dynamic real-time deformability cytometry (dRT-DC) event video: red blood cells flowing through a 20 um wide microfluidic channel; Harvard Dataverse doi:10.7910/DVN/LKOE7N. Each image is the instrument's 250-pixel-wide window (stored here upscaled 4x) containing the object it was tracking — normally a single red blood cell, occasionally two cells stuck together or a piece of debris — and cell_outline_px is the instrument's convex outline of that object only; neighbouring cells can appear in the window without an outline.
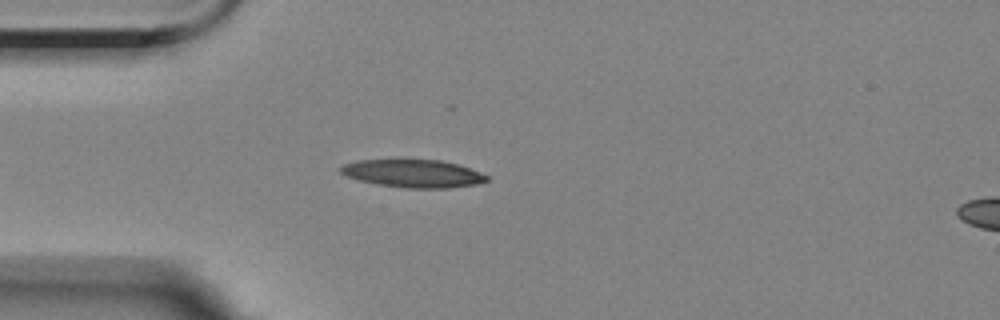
{"species": "Egyptian fruit bat (a non-hibernating species)", "species_latin": "Rousettus aegyptiacus", "temperature_condition": "room temperature", "stored_images_in_passage": 3, "segment_of_instrument_passage": [1, 2], "camera_frame_rate_fps": 3000, "um_per_image_px": 0.085, "animal": {"sex": "female"}, "frame": {"image": 1, "passage_image": 2, "time_ms": 1.0, "image_size_px": [1000, 320], "cell_outline_px": [[488, 180], [476, 184], [448, 188], [404, 188], [376, 184], [360, 180], [348, 176], [340, 172], [336, 168], [344, 164], [356, 160], [404, 156], [440, 160], [460, 164], [480, 172], [488, 176]], "centroid_in_image_um": [35.05, 14.68], "position_along_channel_um": 49.9, "area_um2": 24.97}}